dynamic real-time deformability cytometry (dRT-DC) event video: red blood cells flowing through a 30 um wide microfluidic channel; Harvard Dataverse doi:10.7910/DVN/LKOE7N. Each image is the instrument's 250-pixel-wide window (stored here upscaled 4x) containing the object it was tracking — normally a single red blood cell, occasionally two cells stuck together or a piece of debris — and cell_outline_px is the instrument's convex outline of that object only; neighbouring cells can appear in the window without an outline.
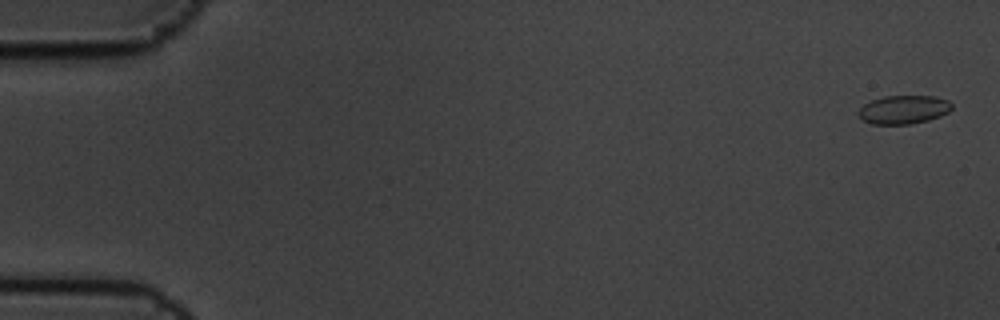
{"species": "common noctule bat (a hibernating species)", "species_latin": "Nyctalus noctula", "temperature_condition": "cold", "stored_images_in_passage": 5, "camera_frame_rate_fps": 3000, "um_per_image_px": 0.085, "animal": {"sex": "male", "body_mass_g": 19.5, "forearm_length_mm": 54.6}, "frame": {"image": 1, "passage_image": 1, "time_ms": 0.0, "image_size_px": [1000, 320], "cell_outline_px": [[952, 108], [948, 112], [940, 116], [928, 120], [912, 124], [872, 124], [864, 120], [856, 112], [864, 104], [872, 100], [884, 96], [936, 96], [948, 100], [952, 104]], "centroid_in_image_um": [76.82, 9.31], "position_along_channel_um": 8.2, "area_um2": 15.55}}
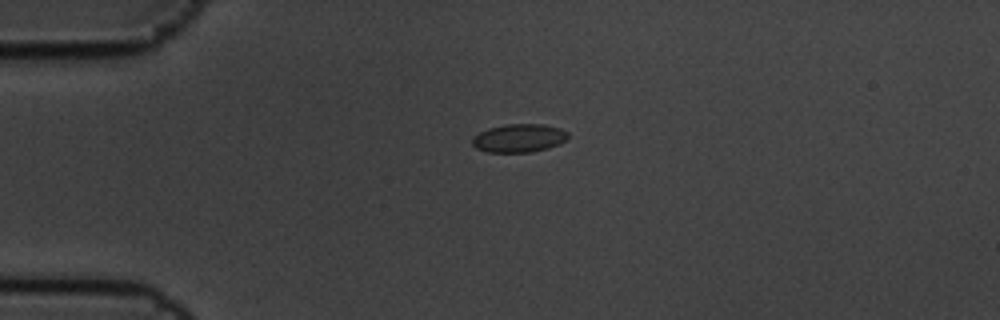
{"frame": {"image": 2, "passage_image": 4, "time_ms": 1.0, "image_size_px": [1000, 320], "cell_outline_px": [[568, 136], [560, 144], [548, 148], [532, 152], [488, 152], [476, 148], [472, 144], [472, 136], [488, 128], [508, 124], [544, 124], [560, 128], [568, 132]], "centroid_in_image_um": [44.11, 11.74], "position_along_channel_um": 40.9, "area_um2": 15.84}}